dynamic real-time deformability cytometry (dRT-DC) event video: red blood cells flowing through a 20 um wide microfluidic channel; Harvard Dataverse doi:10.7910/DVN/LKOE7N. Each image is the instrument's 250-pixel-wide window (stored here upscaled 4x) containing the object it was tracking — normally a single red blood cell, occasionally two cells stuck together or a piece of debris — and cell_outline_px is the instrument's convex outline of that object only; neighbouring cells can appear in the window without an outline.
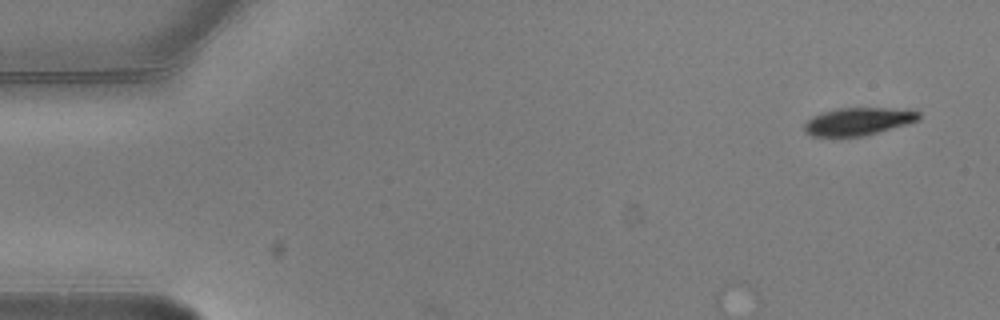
{"species": "common noctule bat (a hibernating species)", "species_latin": "Nyctalus noctula", "temperature_condition": "warm", "stored_images_in_passage": 2, "camera_frame_rate_fps": 3000, "um_per_image_px": 0.085, "animal": {"sex": "male", "body_mass_g": 20.5, "forearm_length_mm": 52.5}, "frame": {"image": 1, "passage_image": 1, "time_ms": 0.0, "image_size_px": [1000, 320], "cell_outline_px": [[920, 120], [864, 136], [812, 136], [804, 128], [804, 124], [812, 116], [824, 112], [840, 108], [916, 108], [920, 112]], "centroid_in_image_um": [73.04, 10.3], "position_along_channel_um": 12.0, "area_um2": 18.5}}